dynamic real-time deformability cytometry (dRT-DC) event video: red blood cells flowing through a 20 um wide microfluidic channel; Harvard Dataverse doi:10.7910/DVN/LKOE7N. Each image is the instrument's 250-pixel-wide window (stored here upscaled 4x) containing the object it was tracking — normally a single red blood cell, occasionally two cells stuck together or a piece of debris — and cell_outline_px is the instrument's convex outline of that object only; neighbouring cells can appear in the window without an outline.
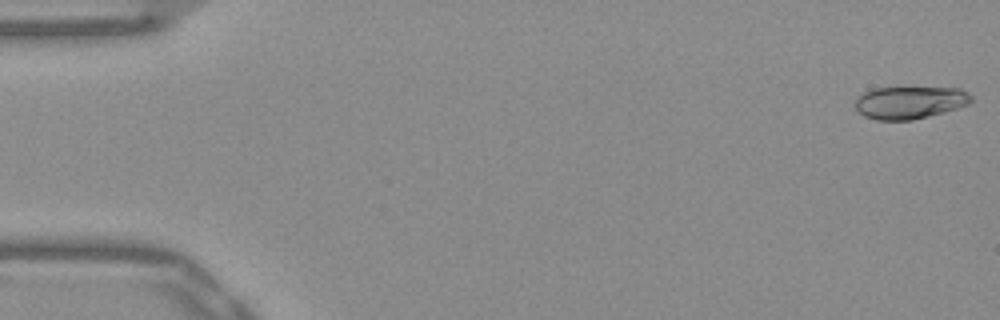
{"species": "Egyptian fruit bat (a non-hibernating species)", "species_latin": "Rousettus aegyptiacus", "temperature_condition": "warm", "stored_images_in_passage": 52, "camera_frame_rate_fps": 3000, "um_per_image_px": 0.085, "frame": {"image": 1, "passage_image": 1, "time_ms": 0.0, "image_size_px": [1000, 320], "cell_outline_px": [[972, 100], [968, 104], [944, 112], [912, 120], [876, 120], [864, 116], [856, 112], [852, 104], [856, 96], [872, 88], [960, 88], [968, 92], [972, 96]], "centroid_in_image_um": [77.25, 8.71], "position_along_channel_um": 7.8, "area_um2": 22.25}}
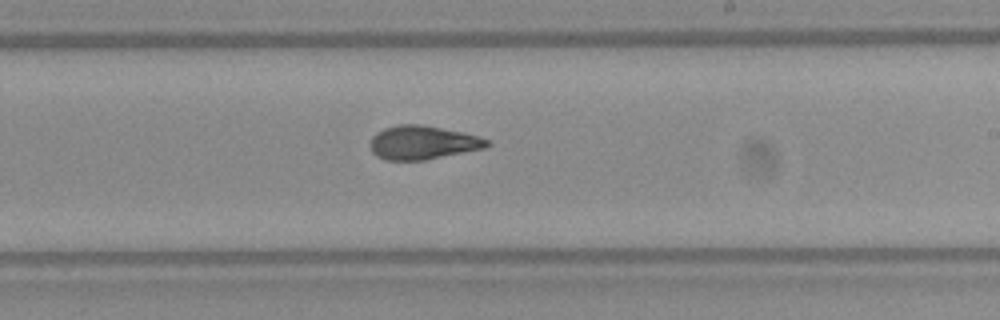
{"frame": {"image": 2, "passage_image": 31, "time_ms": 10.0, "image_size_px": [1000, 320], "cell_outline_px": [[492, 144], [484, 148], [424, 160], [384, 160], [376, 156], [372, 152], [368, 144], [372, 136], [376, 132], [384, 128], [396, 124], [420, 124], [464, 132], [488, 140]], "centroid_in_image_um": [35.87, 12.11], "position_along_channel_um": 253.1, "area_um2": 23.06}}
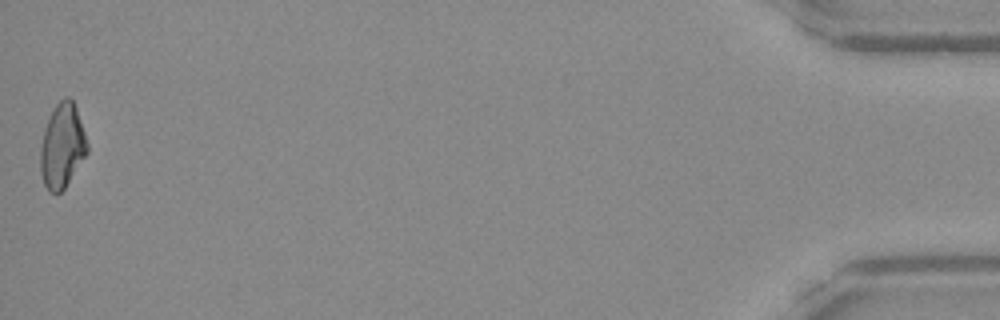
{"frame": {"image": 3, "passage_image": 52, "time_ms": 17.0, "image_size_px": [1000, 320], "cell_outline_px": [[88, 152], [64, 188], [60, 192], [48, 192], [44, 184], [40, 172], [40, 148], [44, 128], [56, 104], [64, 96], [68, 96], [72, 100], [76, 108], [88, 144]], "centroid_in_image_um": [5.27, 12.41], "position_along_channel_um": 429.9, "area_um2": 22.83}, "authors_computed_cell_mechanics": {"area_um2": 22.8021, "velocity_mm_per_s": 3.8949, "shape_relaxation_time_tau1_ms": null, "shape_relaxation_time_tau2_ms": 2.1323, "deformation_change_tau1": null, "deformation_change_tau2": 0.0855}}